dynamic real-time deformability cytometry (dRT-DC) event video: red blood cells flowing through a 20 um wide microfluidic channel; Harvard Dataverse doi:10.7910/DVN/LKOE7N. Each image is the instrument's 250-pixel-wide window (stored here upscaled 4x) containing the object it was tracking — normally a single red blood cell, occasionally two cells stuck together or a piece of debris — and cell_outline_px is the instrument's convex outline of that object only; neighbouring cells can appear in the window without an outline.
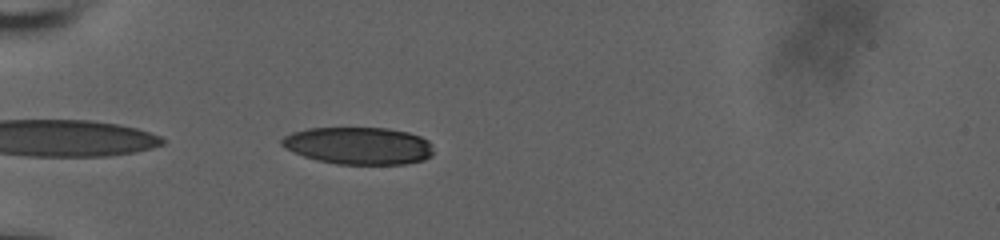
{"species": "human", "species_latin": "Homo sapiens", "temperature_condition": "room temperature", "stored_images_in_passage": 36, "camera_frame_rate_fps": 3000, "um_per_image_px": 0.085, "donor": {"sex": "male"}, "frame": {"image": 1, "passage_image": 2, "time_ms": 0.333, "image_size_px": [1000, 240], "cell_outline_px": [[432, 156], [424, 160], [404, 164], [336, 164], [316, 160], [292, 152], [284, 148], [280, 144], [280, 140], [284, 136], [292, 132], [308, 128], [388, 128], [408, 132], [420, 136], [428, 140], [432, 144]], "centroid_in_image_um": [30.47, 12.38], "position_along_channel_um": 54.5, "area_um2": 33.23}}
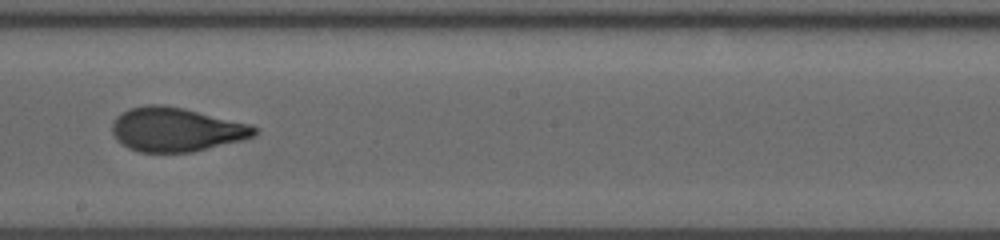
{"frame": {"image": 2, "passage_image": 18, "time_ms": 5.667, "image_size_px": [1000, 240], "cell_outline_px": [[260, 128], [256, 136], [244, 140], [192, 152], [140, 152], [128, 148], [116, 140], [112, 132], [112, 124], [116, 116], [128, 108], [144, 104], [160, 104], [184, 108], [252, 124]], "centroid_in_image_um": [15.0, 11.0], "position_along_channel_um": 233.2, "area_um2": 37.05}}
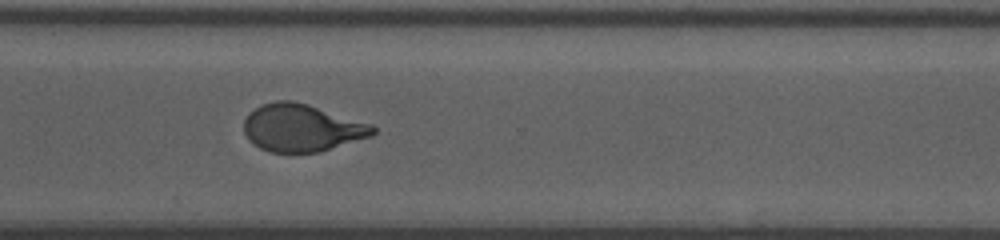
{"frame": {"image": 3, "passage_image": 27, "time_ms": 8.667, "image_size_px": [1000, 240], "cell_outline_px": [[376, 132], [372, 136], [320, 152], [268, 152], [252, 144], [248, 140], [244, 132], [244, 120], [248, 112], [260, 104], [276, 100], [292, 100], [308, 104], [372, 124], [376, 128]], "centroid_in_image_um": [25.63, 10.86], "position_along_channel_um": 345.0, "area_um2": 36.01}, "authors_computed_cell_mechanics": {"area_um2": 36.1539, "velocity_mm_per_s": 3.7354, "shape_relaxation_time_tau1_ms": 8.198, "shape_relaxation_time_tau2_ms": 0.9323, "deformation_change_tau1": 0.2484, "deformation_change_tau2": 0.0786}}